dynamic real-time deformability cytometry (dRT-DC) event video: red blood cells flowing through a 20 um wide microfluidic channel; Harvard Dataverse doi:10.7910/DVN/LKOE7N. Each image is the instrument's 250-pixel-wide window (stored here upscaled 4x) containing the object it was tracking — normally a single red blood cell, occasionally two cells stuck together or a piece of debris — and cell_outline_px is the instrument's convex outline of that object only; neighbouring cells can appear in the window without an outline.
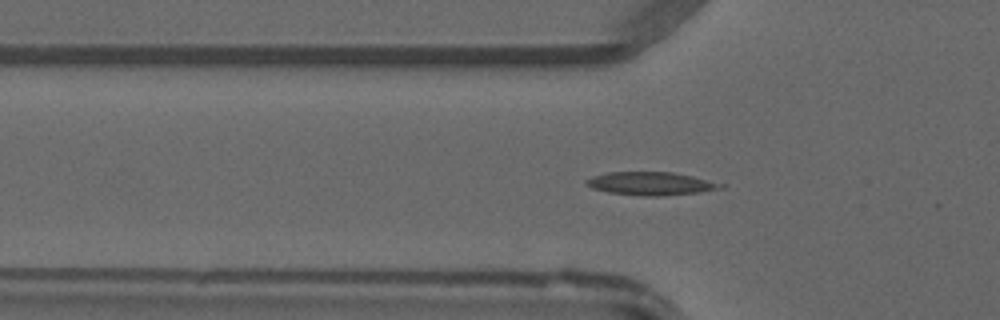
{"species": "common noctule bat (a hibernating species)", "species_latin": "Nyctalus noctula", "temperature_condition": "warm", "stored_images_in_passage": 44, "camera_frame_rate_fps": 3000, "um_per_image_px": 0.085, "animal": {"sex": "male", "forearm_length_mm": 52.5}, "frame": {"image": 1, "passage_image": 12, "time_ms": 3.667, "image_size_px": [1000, 320], "cell_outline_px": [[728, 184], [724, 188], [700, 192], [664, 196], [644, 196], [608, 192], [592, 188], [584, 184], [584, 180], [592, 176], [604, 172], [672, 172], [692, 176]], "centroid_in_image_um": [55.34, 15.6], "position_along_channel_um": 70.5, "area_um2": 18.44}}
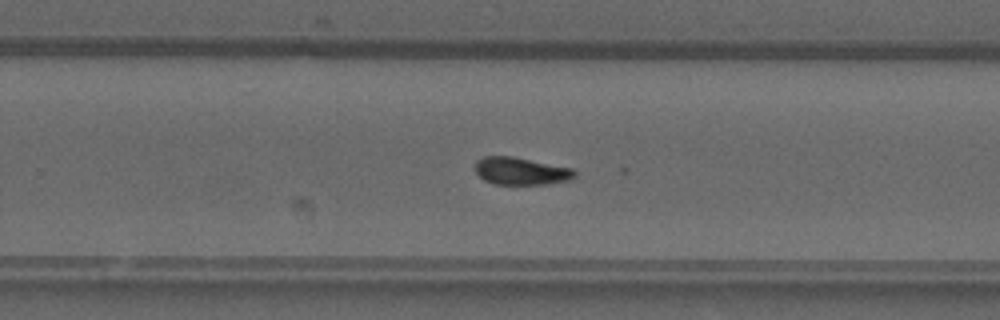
{"frame": {"image": 2, "passage_image": 27, "time_ms": 8.667, "image_size_px": [1000, 320], "cell_outline_px": [[576, 176], [572, 180], [544, 184], [496, 184], [484, 180], [476, 172], [476, 160], [484, 156], [512, 156], [572, 168], [576, 172]], "centroid_in_image_um": [44.3, 14.54], "position_along_channel_um": 285.5, "area_um2": 15.9}}
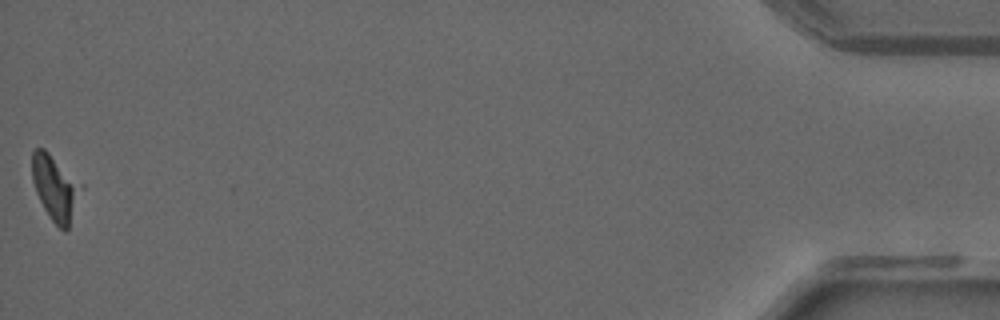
{"frame": {"image": 3, "passage_image": 44, "time_ms": 14.333, "image_size_px": [1000, 320], "cell_outline_px": [[84, 188], [68, 228], [64, 232], [52, 220], [44, 208], [36, 192], [32, 180], [32, 152], [36, 148], [44, 148], [84, 184]], "centroid_in_image_um": [4.73, 15.94], "position_along_channel_um": 430.5, "area_um2": 18.73}}